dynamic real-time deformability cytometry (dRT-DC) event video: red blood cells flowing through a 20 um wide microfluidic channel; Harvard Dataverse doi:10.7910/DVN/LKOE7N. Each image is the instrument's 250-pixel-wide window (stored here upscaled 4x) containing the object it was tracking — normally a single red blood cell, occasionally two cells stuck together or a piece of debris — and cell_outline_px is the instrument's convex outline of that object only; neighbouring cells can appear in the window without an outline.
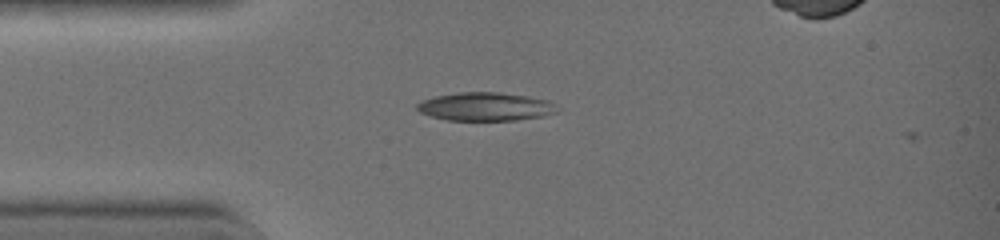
{"species": "common noctule bat (a hibernating species)", "species_latin": "Nyctalus noctula", "temperature_condition": "warm", "stored_images_in_passage": 4, "camera_frame_rate_fps": 3000, "um_per_image_px": 0.085, "animal": {"sex": "female", "body_mass_g": 19.0, "forearm_length_mm": 51.5}, "frame": {"image": 1, "passage_image": 2, "time_ms": 0.333, "image_size_px": [1000, 240], "cell_outline_px": [[548, 112], [540, 116], [516, 120], [448, 120], [432, 116], [420, 112], [416, 108], [416, 104], [424, 100], [436, 96], [460, 92], [500, 92], [528, 96], [544, 100], [548, 104]], "centroid_in_image_um": [41.06, 9.05], "position_along_channel_um": 43.9, "area_um2": 22.14}}